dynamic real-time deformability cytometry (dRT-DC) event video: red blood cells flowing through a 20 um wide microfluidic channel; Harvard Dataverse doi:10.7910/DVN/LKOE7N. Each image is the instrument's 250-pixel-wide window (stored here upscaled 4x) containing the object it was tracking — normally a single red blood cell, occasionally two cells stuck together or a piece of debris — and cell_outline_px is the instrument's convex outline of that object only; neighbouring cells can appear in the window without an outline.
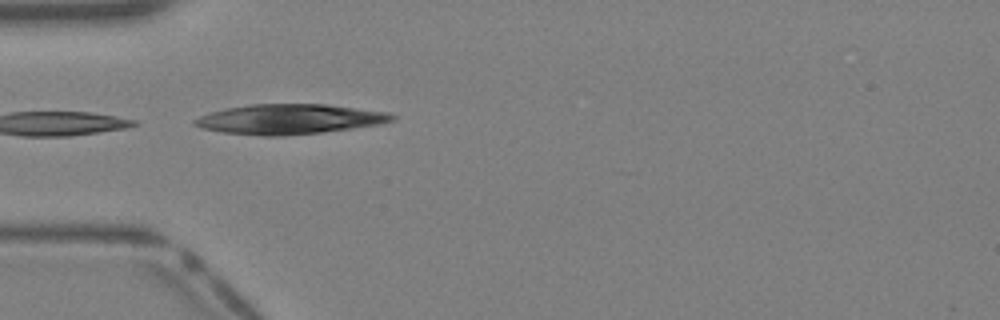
{"species": "Egyptian fruit bat (a non-hibernating species)", "species_latin": "Rousettus aegyptiacus", "temperature_condition": "warm", "stored_images_in_passage": 15, "camera_frame_rate_fps": 3000, "um_per_image_px": 0.085, "animal": {"sex": "female"}, "frame": {"image": 1, "passage_image": 12, "time_ms": 3.667, "image_size_px": [1000, 320], "cell_outline_px": [[396, 120], [380, 124], [352, 128], [320, 132], [280, 136], [264, 136], [224, 132], [200, 128], [192, 124], [192, 120], [200, 116], [212, 112], [228, 108], [252, 104], [328, 104], [388, 112], [396, 116]], "centroid_in_image_um": [24.62, 10.12], "position_along_channel_um": 60.4, "area_um2": 34.33}}